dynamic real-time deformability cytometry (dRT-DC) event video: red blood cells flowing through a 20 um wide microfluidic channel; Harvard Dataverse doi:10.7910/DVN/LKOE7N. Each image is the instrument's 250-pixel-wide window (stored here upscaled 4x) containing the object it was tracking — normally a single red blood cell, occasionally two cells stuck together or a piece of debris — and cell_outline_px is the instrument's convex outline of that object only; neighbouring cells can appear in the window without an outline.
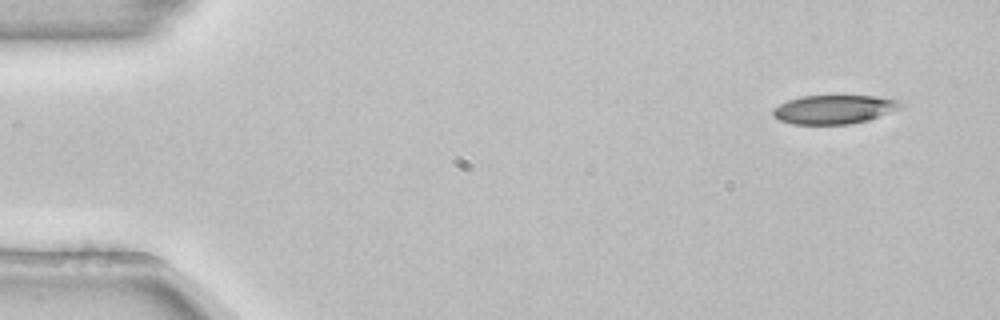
{"species": "common noctule bat (a hibernating species)", "species_latin": "Nyctalus noctula", "temperature_condition": "room temperature", "stored_images_in_passage": 4, "camera_frame_rate_fps": 3000, "um_per_image_px": 0.085, "animal": {"sex": "female", "body_mass_g": 22.7, "forearm_length_mm": 54.2}, "frame": {"image": 1, "passage_image": 1, "time_ms": 0.0, "image_size_px": [1000, 320], "cell_outline_px": [[908, 104], [900, 108], [868, 120], [852, 124], [792, 124], [780, 120], [772, 116], [772, 108], [788, 100], [800, 96], [876, 96], [896, 100]], "centroid_in_image_um": [70.88, 9.3], "position_along_channel_um": 14.1, "area_um2": 21.5}}
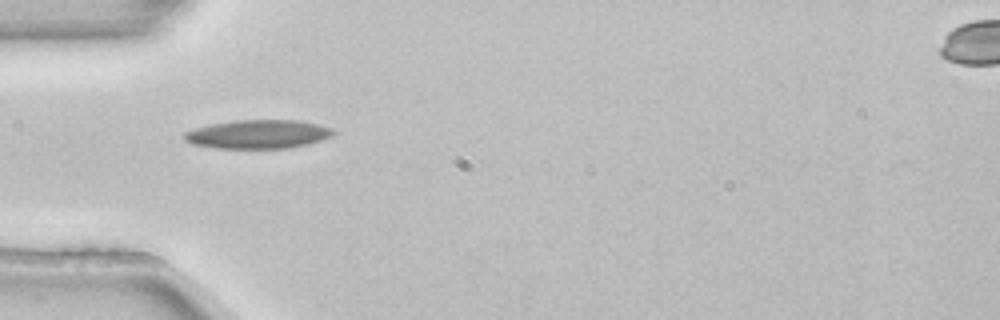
{"frame": {"image": 2, "passage_image": 3, "time_ms": 0.667, "image_size_px": [1000, 320], "cell_outline_px": [[336, 132], [332, 136], [308, 144], [288, 148], [216, 148], [192, 144], [184, 140], [184, 132], [196, 128], [212, 124], [236, 120], [296, 120], [316, 124], [332, 128]], "centroid_in_image_um": [21.93, 11.41], "position_along_channel_um": 63.1, "area_um2": 24.8}}